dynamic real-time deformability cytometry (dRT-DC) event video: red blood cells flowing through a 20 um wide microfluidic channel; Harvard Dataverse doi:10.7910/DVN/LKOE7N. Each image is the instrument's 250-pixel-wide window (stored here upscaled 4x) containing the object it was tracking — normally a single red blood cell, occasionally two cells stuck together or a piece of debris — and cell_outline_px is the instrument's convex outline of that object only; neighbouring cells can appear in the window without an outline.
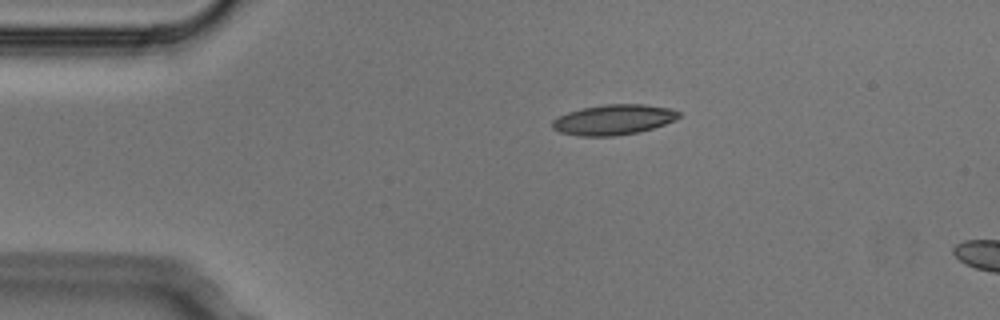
{"species": "Egyptian fruit bat (a non-hibernating species)", "species_latin": "Rousettus aegyptiacus", "temperature_condition": "cold", "stored_images_in_passage": 2, "camera_frame_rate_fps": 3000, "um_per_image_px": 0.085, "animal": {"sex": "male"}, "frame": {"image": 1, "passage_image": 2, "time_ms": 0.333, "image_size_px": [1000, 320], "cell_outline_px": [[680, 116], [676, 120], [640, 132], [612, 136], [580, 136], [560, 132], [552, 128], [552, 120], [568, 112], [580, 108], [604, 104], [644, 104], [668, 108], [680, 112]], "centroid_in_image_um": [52.14, 10.17], "position_along_channel_um": 32.9, "area_um2": 22.31}}